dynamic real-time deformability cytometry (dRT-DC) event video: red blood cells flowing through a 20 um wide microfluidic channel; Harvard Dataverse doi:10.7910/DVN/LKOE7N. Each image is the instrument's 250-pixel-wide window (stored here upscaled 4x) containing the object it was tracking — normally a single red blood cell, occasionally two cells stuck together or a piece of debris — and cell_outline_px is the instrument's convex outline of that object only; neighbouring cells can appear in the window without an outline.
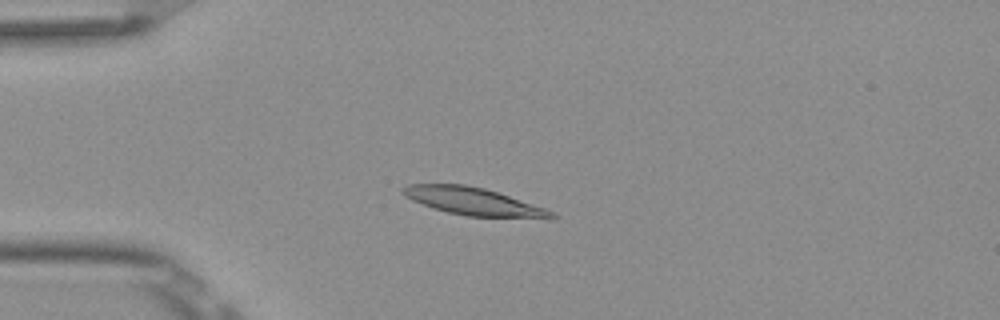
{"species": "Egyptian fruit bat (a non-hibernating species)", "species_latin": "Rousettus aegyptiacus", "temperature_condition": "room temperature", "stored_images_in_passage": 7, "camera_frame_rate_fps": 3000, "um_per_image_px": 0.085, "frame": {"image": 1, "passage_image": 4, "time_ms": 1.0, "image_size_px": [1000, 320], "cell_outline_px": [[560, 216], [556, 220], [548, 220], [468, 216], [448, 212], [432, 208], [412, 200], [404, 196], [400, 192], [400, 188], [408, 184], [464, 184], [484, 188], [544, 208]], "centroid_in_image_um": [40.3, 17.15], "position_along_channel_um": 44.7, "area_um2": 24.33}}
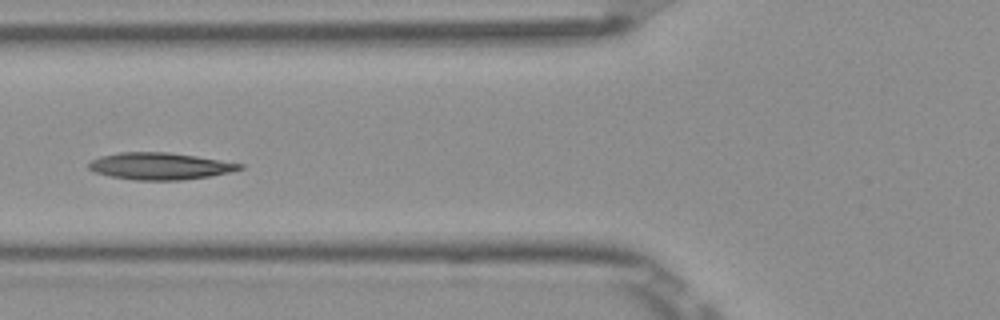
{"frame": {"image": 2, "passage_image": 6, "time_ms": 1.667, "image_size_px": [1000, 320], "cell_outline_px": [[244, 168], [228, 172], [208, 176], [180, 180], [136, 180], [112, 176], [96, 172], [88, 168], [88, 164], [92, 160], [100, 156], [120, 152], [168, 152], [196, 156], [244, 164]], "centroid_in_image_um": [13.59, 14.11], "position_along_channel_um": 112.2, "area_um2": 23.41}}
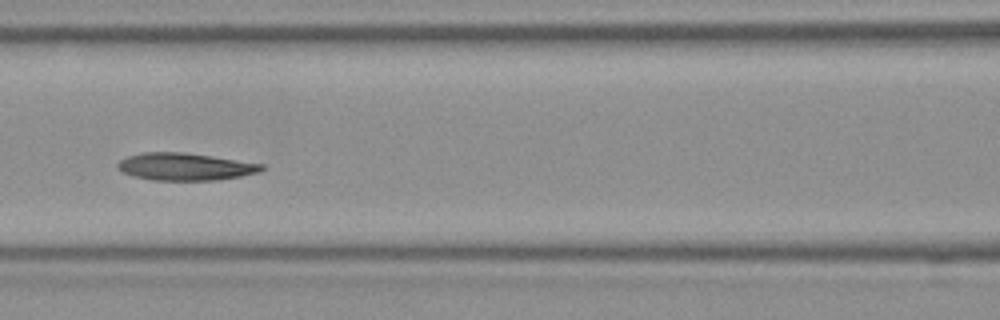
{"frame": {"image": 3, "passage_image": 7, "time_ms": 2.0, "image_size_px": [1000, 320], "cell_outline_px": [[264, 168], [260, 172], [220, 180], [152, 180], [132, 176], [116, 168], [116, 164], [120, 160], [128, 156], [144, 152], [184, 152], [264, 164]], "centroid_in_image_um": [15.72, 14.17], "position_along_channel_um": 150.9, "area_um2": 22.95}}